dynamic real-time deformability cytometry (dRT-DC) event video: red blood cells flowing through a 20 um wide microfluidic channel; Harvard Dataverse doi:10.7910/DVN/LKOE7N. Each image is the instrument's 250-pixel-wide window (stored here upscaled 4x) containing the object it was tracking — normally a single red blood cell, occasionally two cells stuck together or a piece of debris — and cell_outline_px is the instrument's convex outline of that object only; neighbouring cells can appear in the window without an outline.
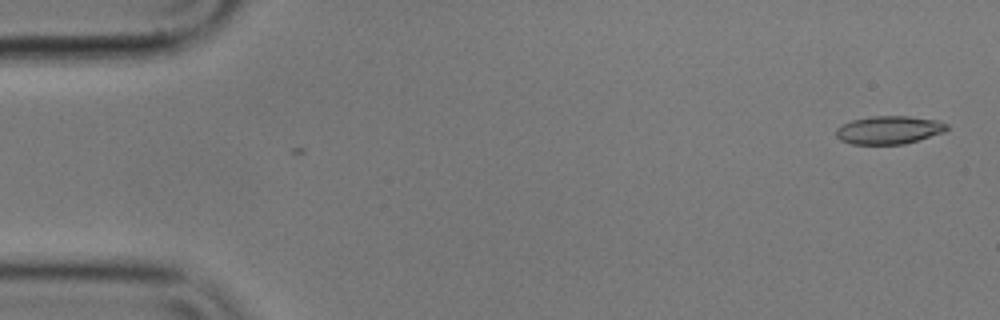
{"species": "common noctule bat (a hibernating species)", "species_latin": "Nyctalus noctula", "temperature_condition": "cold", "stored_images_in_passage": 2, "camera_frame_rate_fps": 3000, "um_per_image_px": 0.085, "animal": {"sex": "male", "body_mass_g": 17.9}, "frame": {"image": 1, "passage_image": 2, "time_ms": 0.333, "image_size_px": [1000, 320], "cell_outline_px": [[948, 128], [944, 132], [904, 144], [852, 144], [840, 140], [836, 136], [836, 128], [852, 120], [872, 116], [908, 116], [936, 120], [948, 124]], "centroid_in_image_um": [75.55, 11.05], "position_along_channel_um": 9.4, "area_um2": 18.03}}